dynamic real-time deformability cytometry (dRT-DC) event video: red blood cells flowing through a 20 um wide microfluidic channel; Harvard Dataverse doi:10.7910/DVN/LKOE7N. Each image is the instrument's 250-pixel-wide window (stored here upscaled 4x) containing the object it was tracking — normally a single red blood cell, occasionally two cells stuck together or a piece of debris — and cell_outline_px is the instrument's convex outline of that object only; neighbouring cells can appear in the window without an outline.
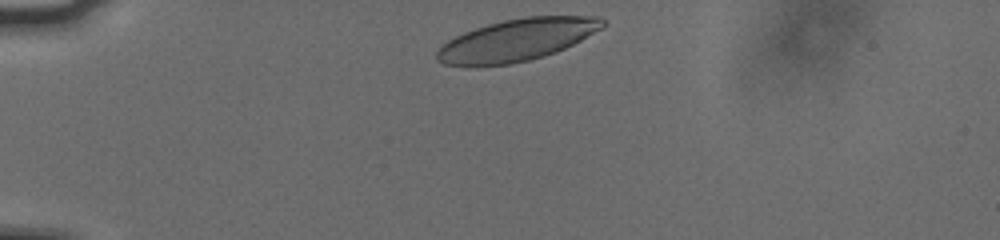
{"species": "human", "species_latin": "Homo sapiens", "temperature_condition": "cold", "stored_images_in_passage": 35, "camera_frame_rate_fps": 3000, "um_per_image_px": 0.085, "donor": {"sex": "male"}, "frame": {"image": 1, "passage_image": 1, "time_ms": 0.0, "image_size_px": [1000, 240], "cell_outline_px": [[608, 24], [580, 40], [556, 52], [544, 56], [512, 64], [476, 68], [468, 68], [444, 64], [436, 60], [436, 52], [448, 40], [464, 32], [488, 24], [504, 20], [524, 16], [600, 16]], "centroid_in_image_um": [43.89, 3.42], "position_along_channel_um": 41.1, "area_um2": 41.04}}
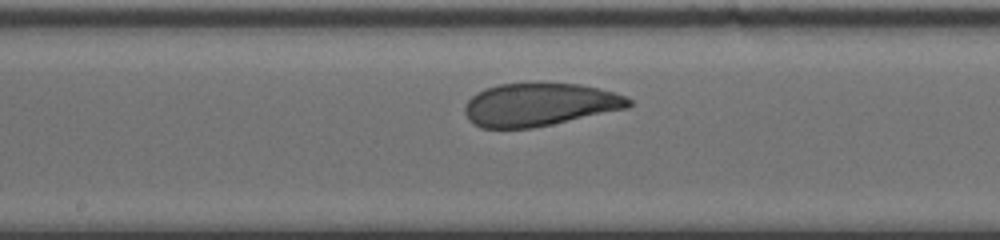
{"frame": {"image": 2, "passage_image": 18, "time_ms": 5.667, "image_size_px": [1000, 240], "cell_outline_px": [[632, 104], [628, 108], [552, 124], [532, 128], [480, 128], [472, 124], [468, 120], [464, 112], [464, 104], [476, 92], [484, 88], [500, 84], [536, 80], [580, 84], [628, 96], [632, 100]], "centroid_in_image_um": [45.82, 8.85], "position_along_channel_um": 202.4, "area_um2": 42.14}}
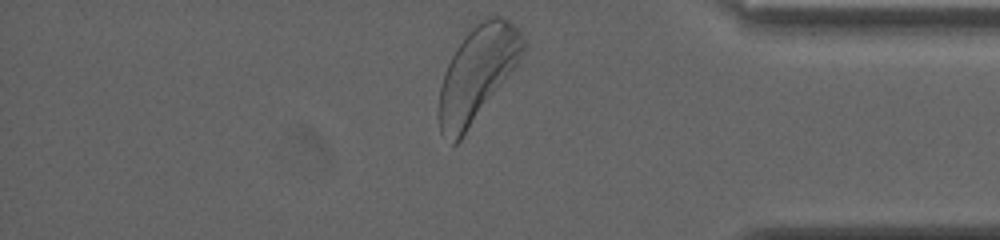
{"frame": {"image": 3, "passage_image": 35, "time_ms": 11.333, "image_size_px": [1000, 240], "cell_outline_px": [[524, 52], [516, 64], [460, 140], [456, 144], [452, 144], [440, 132], [440, 88], [448, 64], [452, 56], [468, 32], [484, 16], [500, 16], [508, 20], [520, 32], [524, 40]], "centroid_in_image_um": [40.57, 6.23], "position_along_channel_um": 394.6, "area_um2": 44.68}, "authors_computed_cell_mechanics": {"area_um2": 42.1362, "velocity_mm_per_s": 3.7116, "shape_relaxation_time_tau1_ms": 3.7673, "shape_relaxation_time_tau2_ms": 1.459, "deformation_change_tau1": 0.1358, "deformation_change_tau2": 0.0686}}